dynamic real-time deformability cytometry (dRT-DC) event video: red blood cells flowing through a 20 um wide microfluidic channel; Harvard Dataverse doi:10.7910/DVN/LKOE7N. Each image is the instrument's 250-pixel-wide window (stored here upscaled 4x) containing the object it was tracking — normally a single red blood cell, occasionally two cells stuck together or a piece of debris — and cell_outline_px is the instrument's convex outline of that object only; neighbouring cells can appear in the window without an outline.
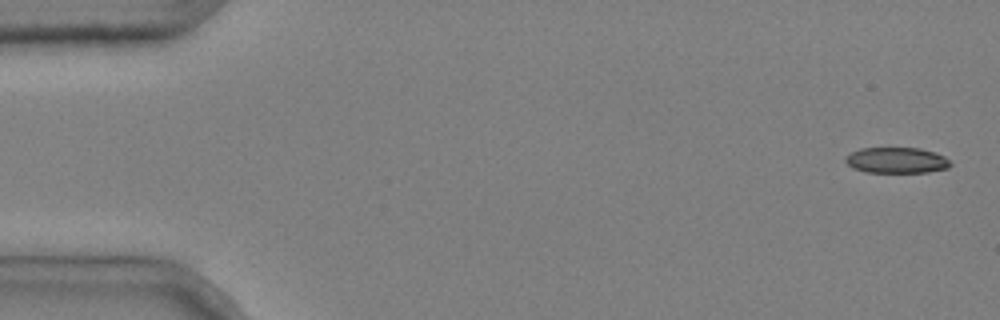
{"species": "common noctule bat (a hibernating species)", "species_latin": "Nyctalus noctula", "temperature_condition": "cold", "stored_images_in_passage": 50, "camera_frame_rate_fps": 3000, "um_per_image_px": 0.085, "animal": {"sex": "male", "body_mass_g": 20.4}, "frame": {"image": 1, "passage_image": 1, "time_ms": 0.0, "image_size_px": [1000, 320], "cell_outline_px": [[952, 164], [948, 168], [928, 172], [864, 172], [852, 168], [844, 160], [844, 156], [860, 148], [920, 148], [936, 152], [944, 156]], "centroid_in_image_um": [76.19, 13.62], "position_along_channel_um": 8.8, "area_um2": 15.9}}
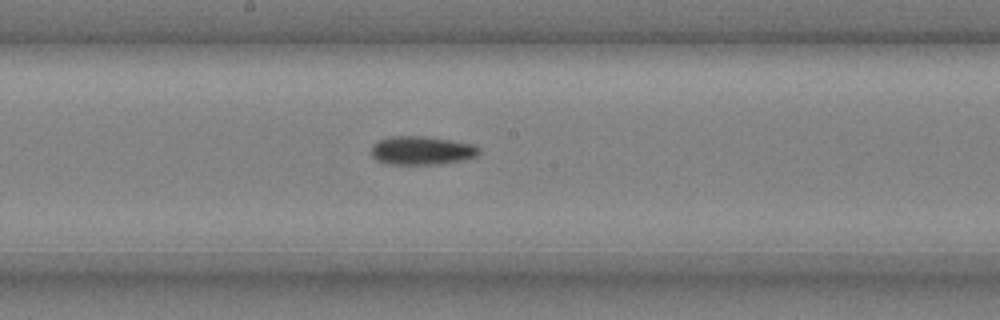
{"frame": {"image": 2, "passage_image": 28, "time_ms": 9.0, "image_size_px": [1000, 320], "cell_outline_px": [[480, 152], [476, 156], [460, 160], [440, 164], [388, 164], [376, 160], [372, 156], [372, 144], [380, 140], [392, 136], [428, 136], [452, 140], [472, 144], [480, 148]], "centroid_in_image_um": [35.84, 12.78], "position_along_channel_um": 212.4, "area_um2": 17.92}}
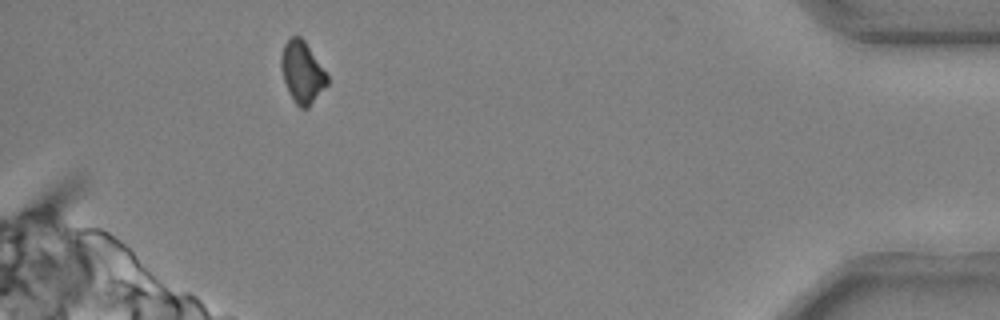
{"frame": {"image": 3, "passage_image": 48, "time_ms": 15.667, "image_size_px": [1000, 320], "cell_outline_px": [[328, 84], [308, 108], [300, 108], [296, 104], [284, 80], [280, 68], [280, 60], [284, 44], [292, 36], [300, 36], [304, 40], [328, 76]], "centroid_in_image_um": [25.68, 6.13], "position_along_channel_um": 409.5, "area_um2": 16.24}, "authors_computed_cell_mechanics": {"area_um2": 17.5712, "velocity_mm_per_s": 3.703, "shape_relaxation_time_tau1_ms": 4.8085, "shape_relaxation_time_tau2_ms": null, "deformation_change_tau1": 0.111, "deformation_change_tau2": null}}